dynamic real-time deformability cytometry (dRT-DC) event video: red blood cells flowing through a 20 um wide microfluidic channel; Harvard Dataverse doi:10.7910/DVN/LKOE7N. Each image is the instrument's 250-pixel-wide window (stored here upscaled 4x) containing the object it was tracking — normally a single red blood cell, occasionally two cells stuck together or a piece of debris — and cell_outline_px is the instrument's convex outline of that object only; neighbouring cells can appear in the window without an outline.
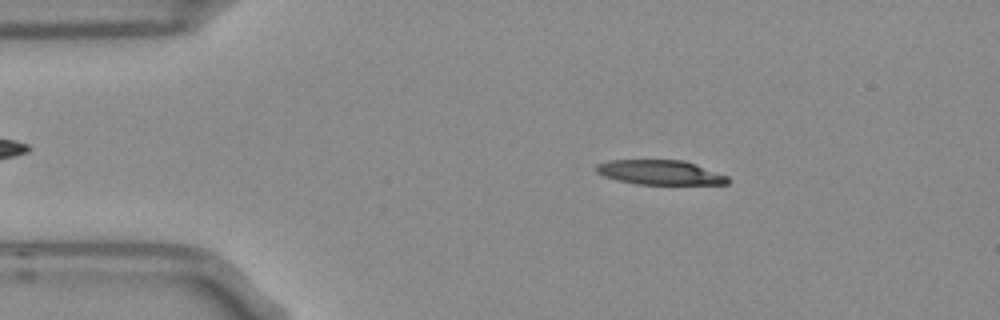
{"species": "Egyptian fruit bat (a non-hibernating species)", "species_latin": "Rousettus aegyptiacus", "temperature_condition": "room temperature", "stored_images_in_passage": 52, "camera_frame_rate_fps": 3000, "um_per_image_px": 0.085, "frame": {"image": 1, "passage_image": 8, "time_ms": 2.333, "image_size_px": [1000, 320], "cell_outline_px": [[728, 184], [636, 184], [616, 180], [604, 176], [596, 172], [596, 164], [608, 160], [684, 160], [696, 164], [728, 176]], "centroid_in_image_um": [56.08, 14.65], "position_along_channel_um": 28.9, "area_um2": 18.84}}
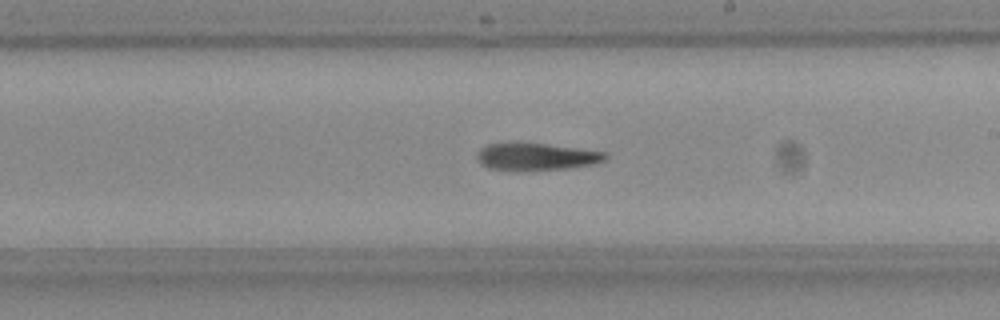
{"frame": {"image": 2, "passage_image": 29, "time_ms": 9.333, "image_size_px": [1000, 320], "cell_outline_px": [[608, 160], [592, 164], [568, 168], [520, 172], [488, 168], [476, 156], [480, 148], [488, 144], [544, 144], [608, 152]], "centroid_in_image_um": [45.64, 13.35], "position_along_channel_um": 243.4, "area_um2": 20.29}}
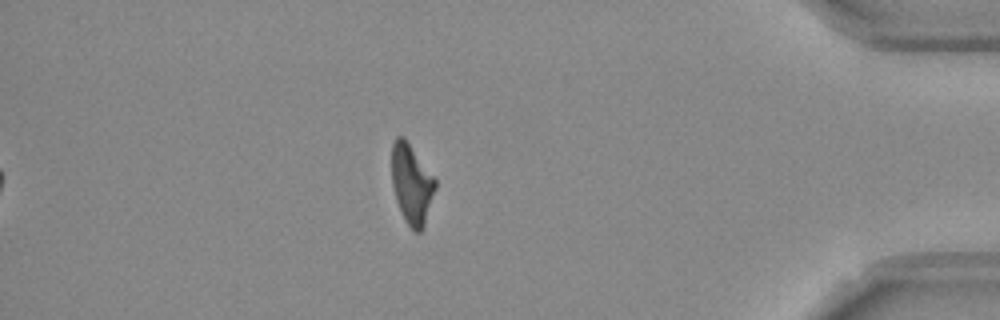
{"frame": {"image": 3, "passage_image": 45, "time_ms": 14.667, "image_size_px": [1000, 320], "cell_outline_px": [[436, 188], [424, 228], [420, 232], [416, 232], [404, 220], [396, 200], [392, 184], [392, 144], [396, 136], [404, 136], [436, 180]], "centroid_in_image_um": [34.99, 15.65], "position_along_channel_um": 400.2, "area_um2": 20.23}}